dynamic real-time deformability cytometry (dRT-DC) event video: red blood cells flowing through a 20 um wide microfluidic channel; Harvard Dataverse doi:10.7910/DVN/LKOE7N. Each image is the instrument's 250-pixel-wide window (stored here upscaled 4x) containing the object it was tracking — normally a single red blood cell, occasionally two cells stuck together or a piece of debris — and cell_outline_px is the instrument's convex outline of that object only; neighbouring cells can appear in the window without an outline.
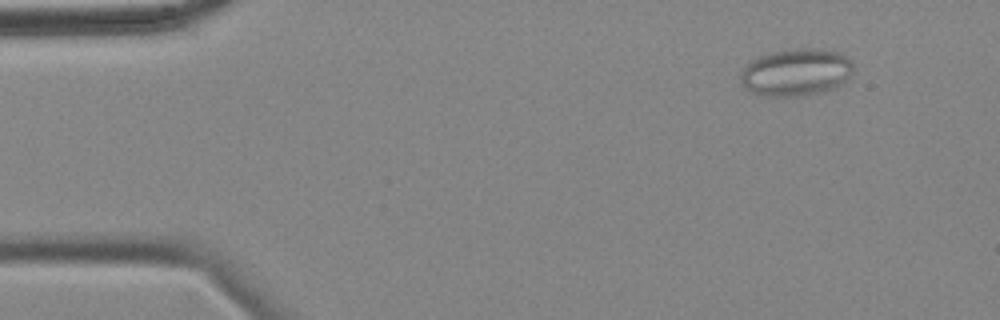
{"species": "common noctule bat (a hibernating species)", "species_latin": "Nyctalus noctula", "temperature_condition": "cold", "stored_images_in_passage": 17, "camera_frame_rate_fps": 3000, "um_per_image_px": 0.085, "animal": {"sex": "female", "body_mass_g": 18.4}, "frame": {"image": 1, "passage_image": 6, "time_ms": 1.667, "image_size_px": [1000, 320], "cell_outline_px": [[852, 72], [840, 84], [832, 88], [816, 92], [792, 96], [772, 96], [752, 92], [744, 88], [740, 80], [740, 72], [744, 64], [748, 60], [768, 52], [792, 48], [820, 48], [840, 52], [852, 64]], "centroid_in_image_um": [67.58, 6.1], "position_along_channel_um": 17.4, "area_um2": 31.04}}
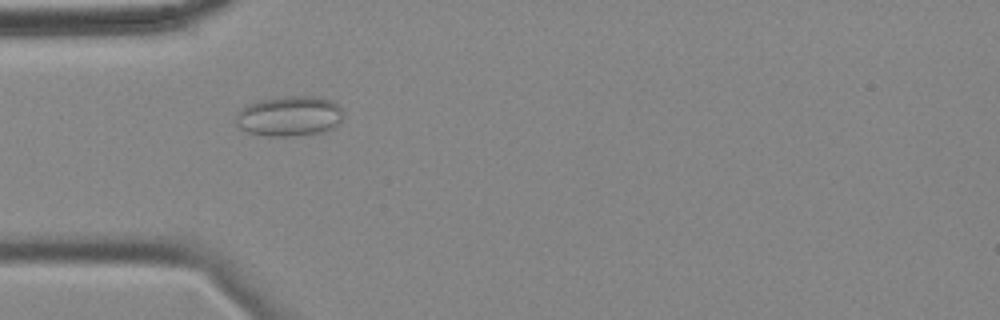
{"frame": {"image": 2, "passage_image": 17, "time_ms": 5.333, "image_size_px": [1000, 320], "cell_outline_px": [[340, 120], [332, 128], [320, 132], [288, 136], [268, 136], [248, 132], [240, 128], [236, 124], [236, 112], [248, 104], [260, 100], [284, 96], [312, 96], [332, 100], [340, 108]], "centroid_in_image_um": [24.54, 9.86], "position_along_channel_um": 60.5, "area_um2": 24.8}}